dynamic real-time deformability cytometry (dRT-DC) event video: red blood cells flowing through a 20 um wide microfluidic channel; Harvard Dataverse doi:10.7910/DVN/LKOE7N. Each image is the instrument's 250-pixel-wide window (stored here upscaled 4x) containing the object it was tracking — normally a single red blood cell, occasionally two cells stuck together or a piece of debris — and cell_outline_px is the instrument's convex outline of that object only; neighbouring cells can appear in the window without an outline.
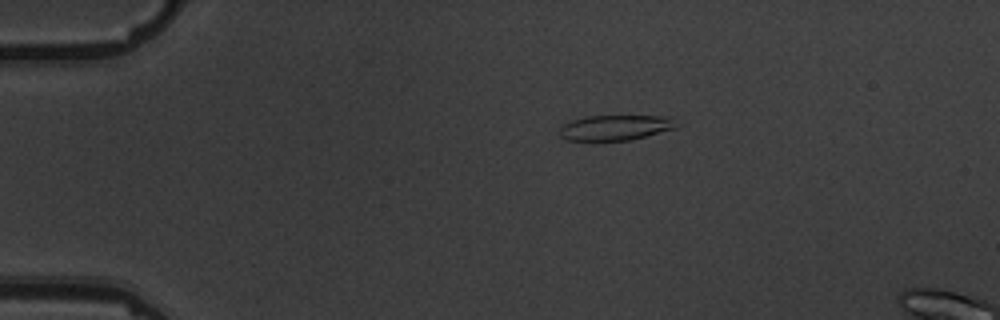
{"species": "common noctule bat (a hibernating species)", "species_latin": "Nyctalus noctula", "temperature_condition": "warm", "stored_images_in_passage": 5, "camera_frame_rate_fps": 3000, "um_per_image_px": 0.085, "animal": {"sex": "male", "body_mass_g": 19.5, "forearm_length_mm": 54.6}, "frame": {"image": 1, "passage_image": 3, "time_ms": 3.333, "image_size_px": [1000, 320], "cell_outline_px": [[684, 124], [676, 128], [632, 140], [568, 140], [560, 136], [560, 128], [564, 124], [572, 120], [584, 116], [672, 116]], "centroid_in_image_um": [52.43, 10.83], "position_along_channel_um": 32.6, "area_um2": 17.51}}